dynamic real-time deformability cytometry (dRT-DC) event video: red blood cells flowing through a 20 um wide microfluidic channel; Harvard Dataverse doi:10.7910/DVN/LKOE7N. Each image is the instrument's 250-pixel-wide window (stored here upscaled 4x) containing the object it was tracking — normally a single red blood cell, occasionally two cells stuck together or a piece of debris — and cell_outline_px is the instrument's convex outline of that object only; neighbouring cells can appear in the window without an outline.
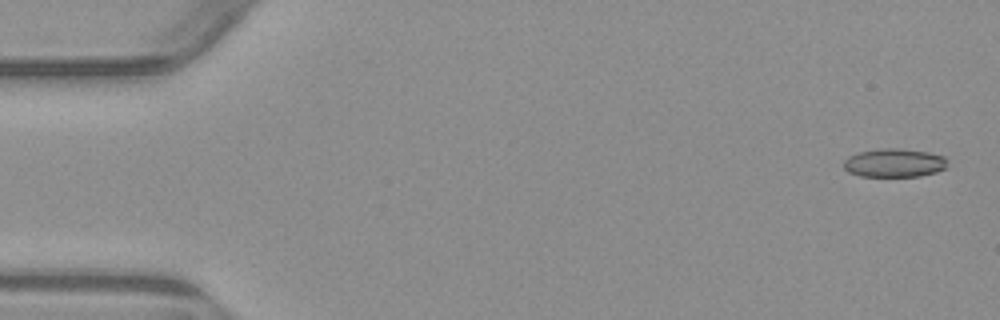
{"species": "common noctule bat (a hibernating species)", "species_latin": "Nyctalus noctula", "temperature_condition": "warm", "stored_images_in_passage": 4, "camera_frame_rate_fps": 3000, "um_per_image_px": 0.085, "animal": {"sex": "male", "body_mass_g": 23.1, "forearm_length_mm": 52.7}, "frame": {"image": 1, "passage_image": 1, "time_ms": 0.0, "image_size_px": [1000, 320], "cell_outline_px": [[948, 168], [936, 172], [920, 176], [860, 176], [848, 172], [844, 168], [844, 160], [848, 156], [860, 152], [880, 148], [900, 148], [928, 152], [944, 156], [948, 160]], "centroid_in_image_um": [76.05, 13.84], "position_along_channel_um": 9.0, "area_um2": 17.46}}
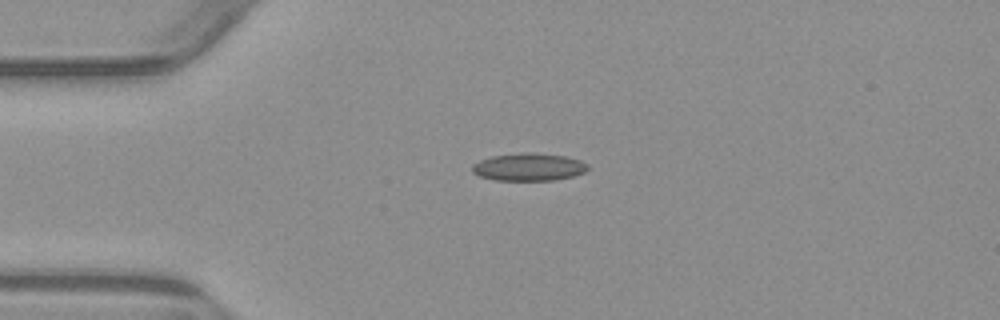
{"frame": {"image": 2, "passage_image": 4, "time_ms": 3.667, "image_size_px": [1000, 320], "cell_outline_px": [[588, 168], [584, 172], [572, 176], [552, 180], [496, 180], [480, 176], [472, 172], [472, 164], [480, 160], [492, 156], [528, 152], [564, 156], [580, 160], [588, 164]], "centroid_in_image_um": [44.93, 14.19], "position_along_channel_um": 40.1, "area_um2": 18.38}}